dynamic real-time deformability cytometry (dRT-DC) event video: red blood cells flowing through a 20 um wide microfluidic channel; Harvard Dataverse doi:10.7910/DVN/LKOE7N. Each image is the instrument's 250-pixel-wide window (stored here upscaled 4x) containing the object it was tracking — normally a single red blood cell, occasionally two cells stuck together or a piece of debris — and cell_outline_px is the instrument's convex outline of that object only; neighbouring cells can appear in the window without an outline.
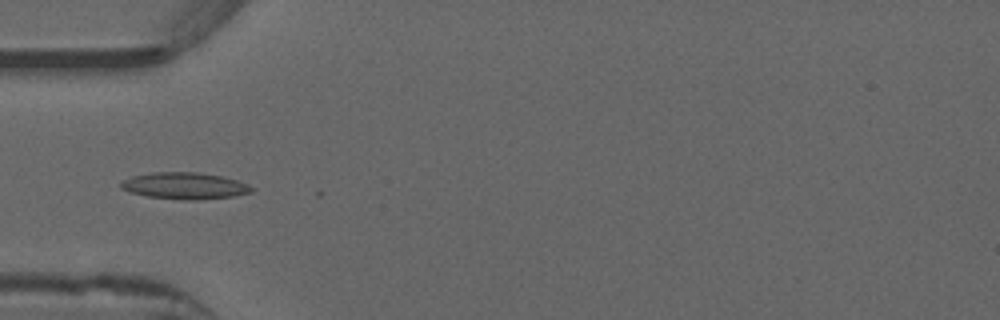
{"species": "common noctule bat (a hibernating species)", "species_latin": "Nyctalus noctula", "temperature_condition": "warm", "stored_images_in_passage": 31, "camera_frame_rate_fps": 3000, "um_per_image_px": 0.085, "animal": {"sex": "male", "forearm_length_mm": 52.5}, "frame": {"image": 1, "passage_image": 1, "time_ms": 0.0, "image_size_px": [1000, 320], "cell_outline_px": [[252, 192], [232, 196], [192, 200], [184, 200], [148, 196], [132, 192], [120, 188], [120, 184], [124, 180], [132, 176], [152, 172], [196, 172], [220, 176], [236, 180], [248, 184], [252, 188]], "centroid_in_image_um": [15.68, 15.78], "position_along_channel_um": 69.3, "area_um2": 19.94}}
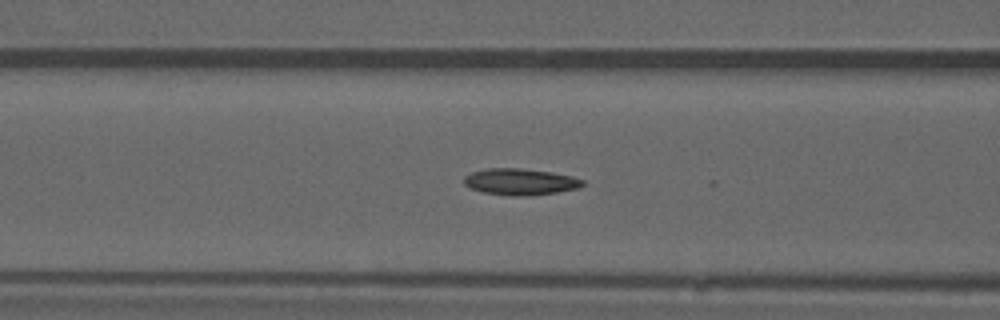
{"frame": {"image": 2, "passage_image": 5, "time_ms": 1.333, "image_size_px": [1000, 320], "cell_outline_px": [[584, 184], [580, 188], [532, 196], [512, 196], [484, 192], [472, 188], [464, 184], [464, 176], [472, 172], [488, 168], [520, 168], [552, 172], [572, 176], [584, 180]], "centroid_in_image_um": [44.25, 15.45], "position_along_channel_um": 122.3, "area_um2": 18.32}, "authors_computed_cell_mechanics": {"area_um2": 17.2822, "velocity_mm_per_s": 3.9535, "shape_relaxation_time_tau1_ms": null, "shape_relaxation_time_tau2_ms": 4.0964, "deformation_change_tau1": null, "deformation_change_tau2": 0.1272}}